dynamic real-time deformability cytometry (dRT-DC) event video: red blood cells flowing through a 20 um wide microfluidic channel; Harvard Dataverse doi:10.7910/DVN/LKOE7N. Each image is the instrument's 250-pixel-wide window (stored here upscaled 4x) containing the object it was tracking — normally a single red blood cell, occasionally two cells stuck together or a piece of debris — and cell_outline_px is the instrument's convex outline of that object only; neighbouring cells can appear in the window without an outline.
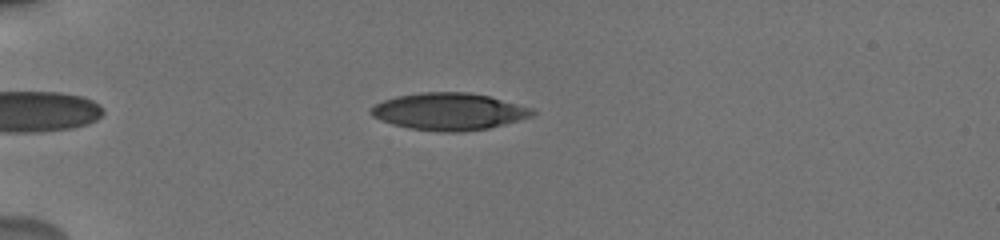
{"species": "human", "species_latin": "Homo sapiens", "temperature_condition": "cold", "stored_images_in_passage": 52, "camera_frame_rate_fps": 3000, "um_per_image_px": 0.085, "donor": {"sex": "male"}, "frame": {"image": 1, "passage_image": 13, "time_ms": 3.0, "image_size_px": [1000, 240], "cell_outline_px": [[536, 112], [532, 116], [520, 120], [488, 128], [460, 132], [440, 132], [408, 128], [392, 124], [380, 120], [372, 116], [368, 112], [376, 104], [384, 100], [396, 96], [420, 92], [468, 92], [488, 96], [532, 108]], "centroid_in_image_um": [38.14, 9.48], "position_along_channel_um": 46.9, "area_um2": 34.85}}
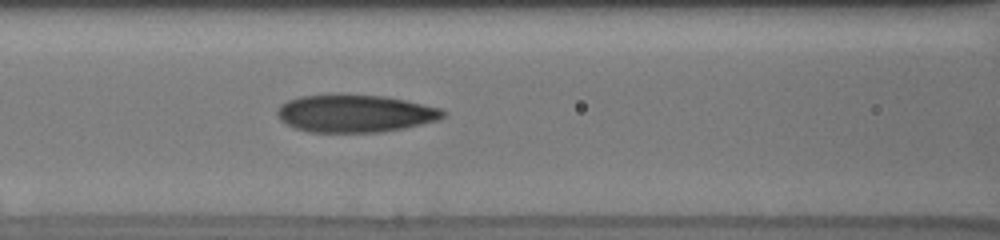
{"frame": {"image": 2, "passage_image": 20, "time_ms": 6.333, "image_size_px": [1000, 240], "cell_outline_px": [[448, 112], [444, 116], [436, 120], [404, 128], [380, 132], [308, 132], [296, 128], [280, 120], [276, 112], [280, 104], [288, 100], [300, 96], [328, 92], [384, 96], [404, 100], [440, 108]], "centroid_in_image_um": [30.12, 9.61], "position_along_channel_um": 136.5, "area_um2": 36.82}}
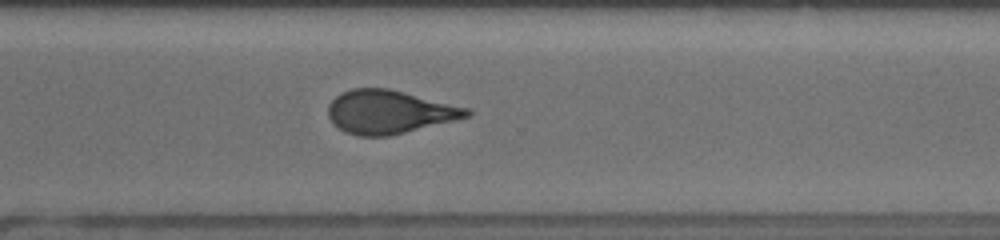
{"frame": {"image": 3, "passage_image": 38, "time_ms": 11.667, "image_size_px": [1000, 240], "cell_outline_px": [[472, 116], [388, 136], [356, 136], [344, 132], [332, 124], [328, 116], [328, 104], [340, 92], [352, 88], [388, 88], [472, 108]], "centroid_in_image_um": [33.09, 9.51], "position_along_channel_um": 337.5, "area_um2": 35.43}, "authors_computed_cell_mechanics": {"area_um2": 35.2869, "velocity_mm_per_s": 3.7806, "shape_relaxation_time_tau1_ms": 4.8484, "shape_relaxation_time_tau2_ms": 2.0465, "deformation_change_tau1": 0.1632, "deformation_change_tau2": 0.104}}